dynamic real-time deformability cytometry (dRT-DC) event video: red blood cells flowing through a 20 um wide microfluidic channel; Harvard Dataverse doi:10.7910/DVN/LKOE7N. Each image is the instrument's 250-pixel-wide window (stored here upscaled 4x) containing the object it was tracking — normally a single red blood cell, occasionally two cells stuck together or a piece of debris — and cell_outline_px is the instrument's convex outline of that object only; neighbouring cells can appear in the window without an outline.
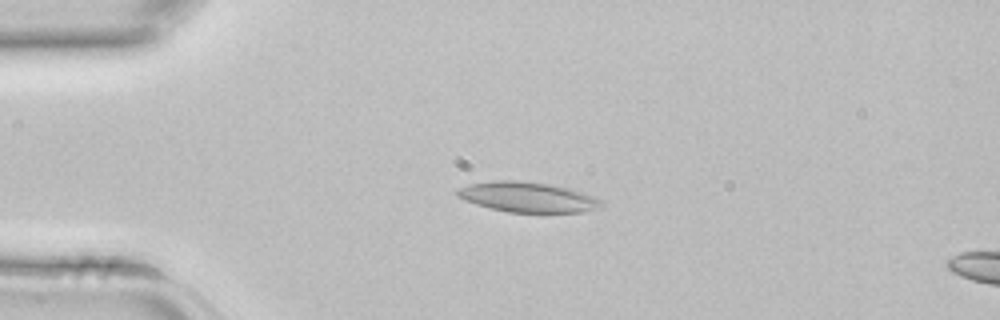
{"species": "common noctule bat (a hibernating species)", "species_latin": "Nyctalus noctula", "temperature_condition": "room temperature", "stored_images_in_passage": 4, "camera_frame_rate_fps": 3000, "um_per_image_px": 0.085, "animal": {"sex": "female", "body_mass_g": 22.7, "forearm_length_mm": 54.2}, "frame": {"image": 1, "passage_image": 3, "time_ms": 0.667, "image_size_px": [1000, 320], "cell_outline_px": [[604, 204], [596, 208], [584, 212], [508, 212], [476, 204], [460, 196], [456, 192], [460, 188], [468, 184], [492, 180], [516, 180], [552, 184], [584, 192], [604, 200]], "centroid_in_image_um": [44.92, 16.74], "position_along_channel_um": 40.1, "area_um2": 25.2}}